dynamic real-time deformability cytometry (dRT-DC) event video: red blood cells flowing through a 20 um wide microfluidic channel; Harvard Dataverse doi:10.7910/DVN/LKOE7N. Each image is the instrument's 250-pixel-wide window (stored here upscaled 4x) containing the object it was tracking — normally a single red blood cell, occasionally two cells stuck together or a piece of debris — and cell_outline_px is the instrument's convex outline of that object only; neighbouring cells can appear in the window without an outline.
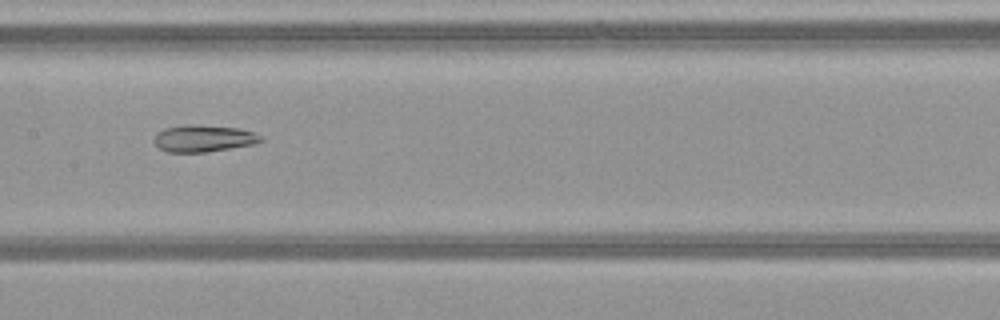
{"species": "common noctule bat (a hibernating species)", "species_latin": "Nyctalus noctula", "temperature_condition": "warm", "stored_images_in_passage": 38, "camera_frame_rate_fps": 3000, "um_per_image_px": 0.085, "animal": {"sex": "female", "body_mass_g": 21.9}, "frame": {"image": 1, "passage_image": 14, "time_ms": 4.333, "image_size_px": [1000, 320], "cell_outline_px": [[264, 140], [256, 144], [204, 152], [168, 152], [160, 148], [152, 140], [164, 128], [188, 124], [192, 124], [240, 128], [264, 136]], "centroid_in_image_um": [17.35, 11.76], "position_along_channel_um": 190.0, "area_um2": 16.7}}
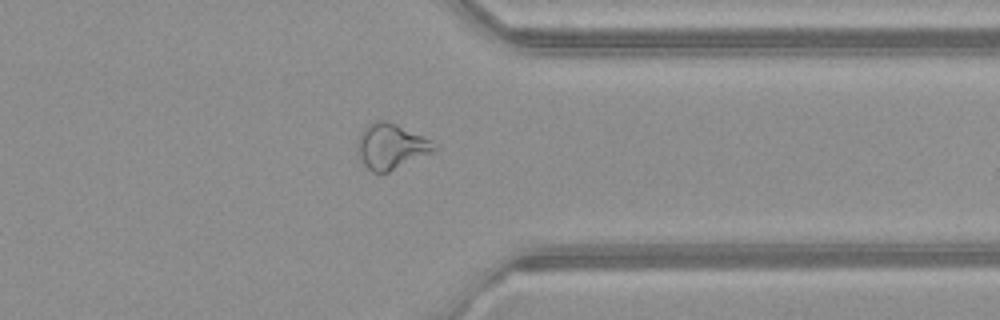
{"frame": {"image": 2, "passage_image": 28, "time_ms": 9.0, "image_size_px": [1000, 320], "cell_outline_px": [[440, 148], [432, 152], [380, 176], [372, 172], [360, 160], [356, 152], [360, 132], [368, 124], [376, 120], [384, 120], [396, 124], [428, 140]], "centroid_in_image_um": [33.17, 12.48], "position_along_channel_um": 378.2, "area_um2": 20.17}}
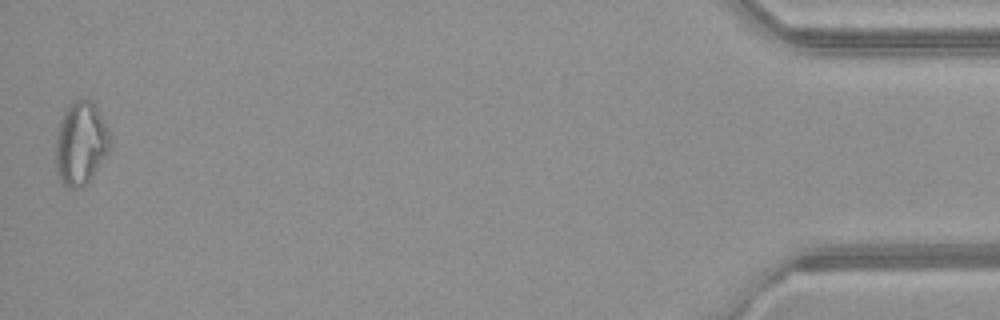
{"frame": {"image": 3, "passage_image": 38, "time_ms": 12.333, "image_size_px": [1000, 320], "cell_outline_px": [[112, 144], [108, 152], [88, 184], [80, 188], [72, 188], [64, 184], [60, 180], [56, 172], [56, 132], [60, 116], [68, 104], [80, 96], [92, 100], [104, 120], [112, 136]], "centroid_in_image_um": [6.87, 12.14], "position_along_channel_um": 428.3, "area_um2": 27.22}, "authors_computed_cell_mechanics": {"area_um2": 18.6694, "velocity_mm_per_s": 4.1021, "shape_relaxation_time_tau1_ms": null, "shape_relaxation_time_tau2_ms": 6.2489, "deformation_change_tau1": null, "deformation_change_tau2": 0.1394}}